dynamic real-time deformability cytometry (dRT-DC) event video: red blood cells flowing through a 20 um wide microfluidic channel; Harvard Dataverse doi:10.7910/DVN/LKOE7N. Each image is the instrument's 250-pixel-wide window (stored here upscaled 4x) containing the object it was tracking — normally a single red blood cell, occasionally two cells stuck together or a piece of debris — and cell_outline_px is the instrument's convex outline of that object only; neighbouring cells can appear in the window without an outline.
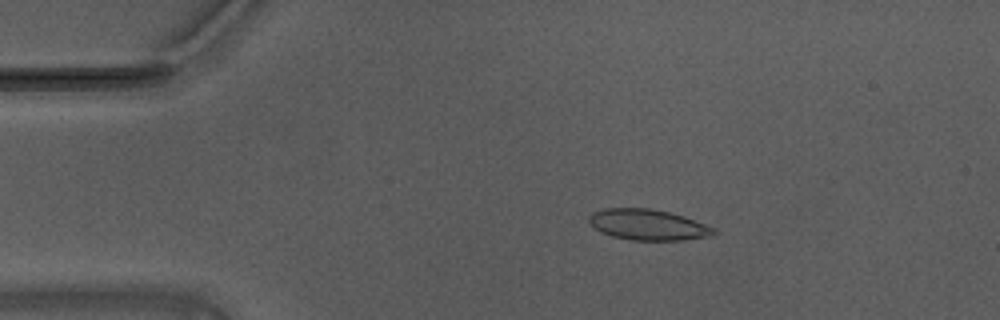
{"species": "Egyptian fruit bat (a non-hibernating species)", "species_latin": "Rousettus aegyptiacus", "temperature_condition": "warm", "stored_images_in_passage": 48, "camera_frame_rate_fps": 3000, "um_per_image_px": 0.085, "animal": {"sex": "male"}, "frame": {"image": 1, "passage_image": 10, "time_ms": 3.0, "image_size_px": [1000, 320], "cell_outline_px": [[716, 232], [712, 236], [684, 240], [632, 240], [612, 236], [600, 232], [588, 220], [588, 216], [592, 212], [604, 208], [648, 208], [668, 212], [684, 216], [716, 228]], "centroid_in_image_um": [55.09, 19.1], "position_along_channel_um": 29.9, "area_um2": 22.43}}
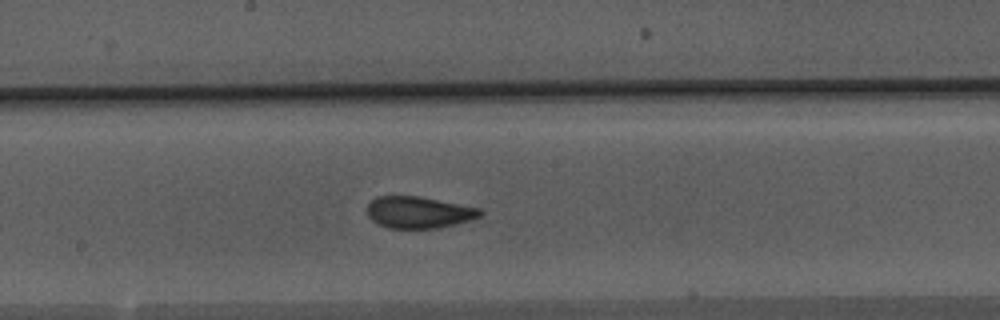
{"frame": {"image": 2, "passage_image": 29, "time_ms": 9.333, "image_size_px": [1000, 320], "cell_outline_px": [[484, 212], [480, 216], [468, 220], [436, 228], [388, 228], [376, 224], [368, 216], [368, 204], [376, 196], [416, 196], [480, 208]], "centroid_in_image_um": [35.55, 18.05], "position_along_channel_um": 212.7, "area_um2": 20.58}}
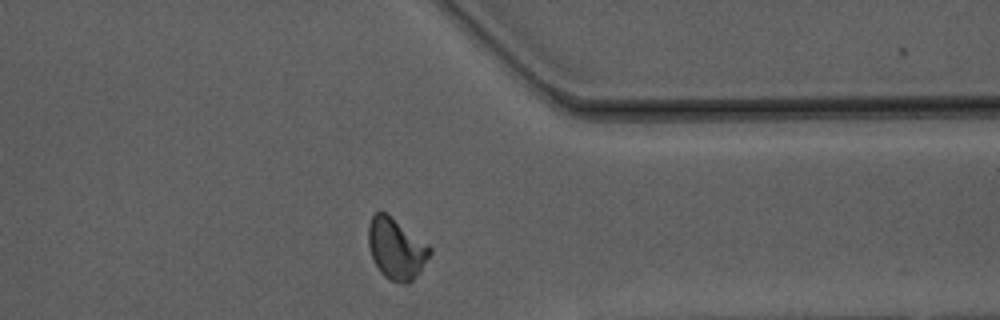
{"frame": {"image": 3, "passage_image": 43, "time_ms": 14.0, "image_size_px": [1000, 320], "cell_outline_px": [[432, 252], [420, 272], [408, 284], [404, 284], [388, 280], [380, 272], [372, 256], [368, 244], [368, 224], [372, 216], [376, 212], [388, 212], [428, 244], [432, 248]], "centroid_in_image_um": [33.69, 21.12], "position_along_channel_um": 377.7, "area_um2": 22.14}, "authors_computed_cell_mechanics": {"area_um2": 21.675, "velocity_mm_per_s": 3.7003, "shape_relaxation_time_tau1_ms": 6.6424, "shape_relaxation_time_tau2_ms": 0.914, "deformation_change_tau1": 0.1657, "deformation_change_tau2": 0.0568}}